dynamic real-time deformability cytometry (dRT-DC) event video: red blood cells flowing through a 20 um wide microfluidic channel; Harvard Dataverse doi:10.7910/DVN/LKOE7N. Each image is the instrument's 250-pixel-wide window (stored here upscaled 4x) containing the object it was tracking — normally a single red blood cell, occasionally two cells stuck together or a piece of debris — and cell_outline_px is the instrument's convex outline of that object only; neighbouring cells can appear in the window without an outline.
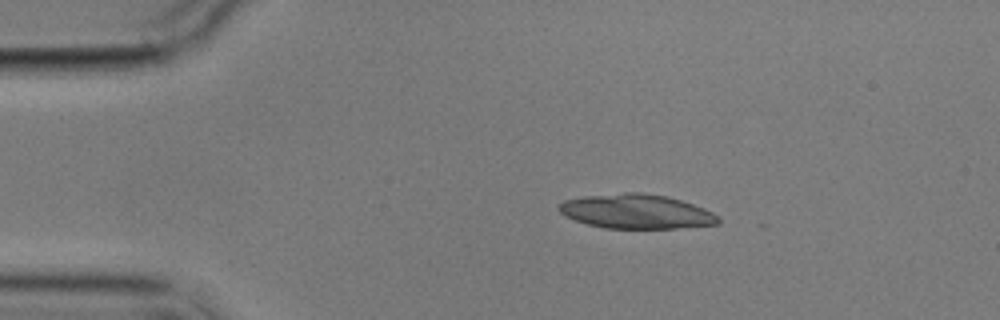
{"species": "common noctule bat (a hibernating species)", "species_latin": "Nyctalus noctula", "temperature_condition": "cold", "stored_images_in_passage": 3, "camera_frame_rate_fps": 3000, "um_per_image_px": 0.085, "animal": {"sex": "male", "body_mass_g": 17.9}, "frame": {"image": 1, "passage_image": 2, "time_ms": 1.333, "image_size_px": [1000, 320], "cell_outline_px": [[720, 224], [676, 228], [604, 228], [588, 224], [564, 216], [556, 208], [564, 200], [584, 196], [624, 192], [640, 192], [668, 196], [704, 208], [712, 212], [720, 220]], "centroid_in_image_um": [54.07, 17.97], "position_along_channel_um": 30.9, "area_um2": 31.91}}